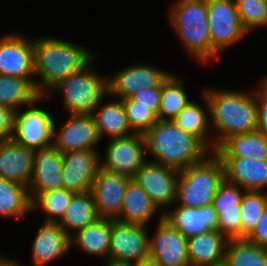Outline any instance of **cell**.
Returning <instances> with one entry per match:
<instances>
[{"mask_svg": "<svg viewBox=\"0 0 267 266\" xmlns=\"http://www.w3.org/2000/svg\"><path fill=\"white\" fill-rule=\"evenodd\" d=\"M131 179L125 175L110 173L102 168L98 170L90 192L99 218L118 219L124 193Z\"/></svg>", "mask_w": 267, "mask_h": 266, "instance_id": "cell-16", "label": "cell"}, {"mask_svg": "<svg viewBox=\"0 0 267 266\" xmlns=\"http://www.w3.org/2000/svg\"><path fill=\"white\" fill-rule=\"evenodd\" d=\"M259 82L256 88L257 130L267 137V76Z\"/></svg>", "mask_w": 267, "mask_h": 266, "instance_id": "cell-40", "label": "cell"}, {"mask_svg": "<svg viewBox=\"0 0 267 266\" xmlns=\"http://www.w3.org/2000/svg\"><path fill=\"white\" fill-rule=\"evenodd\" d=\"M227 242L218 230L187 238L190 266H223Z\"/></svg>", "mask_w": 267, "mask_h": 266, "instance_id": "cell-23", "label": "cell"}, {"mask_svg": "<svg viewBox=\"0 0 267 266\" xmlns=\"http://www.w3.org/2000/svg\"><path fill=\"white\" fill-rule=\"evenodd\" d=\"M207 112L202 106L195 103V101H191L172 121L184 131L197 136L214 152V138L208 131L210 129V117H208Z\"/></svg>", "mask_w": 267, "mask_h": 266, "instance_id": "cell-32", "label": "cell"}, {"mask_svg": "<svg viewBox=\"0 0 267 266\" xmlns=\"http://www.w3.org/2000/svg\"><path fill=\"white\" fill-rule=\"evenodd\" d=\"M35 150L8 140L0 142V178L24 186L31 181Z\"/></svg>", "mask_w": 267, "mask_h": 266, "instance_id": "cell-22", "label": "cell"}, {"mask_svg": "<svg viewBox=\"0 0 267 266\" xmlns=\"http://www.w3.org/2000/svg\"><path fill=\"white\" fill-rule=\"evenodd\" d=\"M103 264H105L106 266H134V264H131V263H118V262H109V261Z\"/></svg>", "mask_w": 267, "mask_h": 266, "instance_id": "cell-46", "label": "cell"}, {"mask_svg": "<svg viewBox=\"0 0 267 266\" xmlns=\"http://www.w3.org/2000/svg\"><path fill=\"white\" fill-rule=\"evenodd\" d=\"M0 38V74L35 78L33 36L7 33Z\"/></svg>", "mask_w": 267, "mask_h": 266, "instance_id": "cell-14", "label": "cell"}, {"mask_svg": "<svg viewBox=\"0 0 267 266\" xmlns=\"http://www.w3.org/2000/svg\"><path fill=\"white\" fill-rule=\"evenodd\" d=\"M99 219L92 193H75L58 224L71 237Z\"/></svg>", "mask_w": 267, "mask_h": 266, "instance_id": "cell-29", "label": "cell"}, {"mask_svg": "<svg viewBox=\"0 0 267 266\" xmlns=\"http://www.w3.org/2000/svg\"><path fill=\"white\" fill-rule=\"evenodd\" d=\"M178 176V170L148 160L132 179L148 193L163 213L164 209L176 204Z\"/></svg>", "mask_w": 267, "mask_h": 266, "instance_id": "cell-13", "label": "cell"}, {"mask_svg": "<svg viewBox=\"0 0 267 266\" xmlns=\"http://www.w3.org/2000/svg\"><path fill=\"white\" fill-rule=\"evenodd\" d=\"M99 150L69 151L62 154V186L73 193L91 190L101 168Z\"/></svg>", "mask_w": 267, "mask_h": 266, "instance_id": "cell-15", "label": "cell"}, {"mask_svg": "<svg viewBox=\"0 0 267 266\" xmlns=\"http://www.w3.org/2000/svg\"><path fill=\"white\" fill-rule=\"evenodd\" d=\"M145 225L111 220L109 262L134 264L149 255V232Z\"/></svg>", "mask_w": 267, "mask_h": 266, "instance_id": "cell-10", "label": "cell"}, {"mask_svg": "<svg viewBox=\"0 0 267 266\" xmlns=\"http://www.w3.org/2000/svg\"><path fill=\"white\" fill-rule=\"evenodd\" d=\"M122 103L134 133L145 135L158 122V116L148 106L139 105L132 98H125Z\"/></svg>", "mask_w": 267, "mask_h": 266, "instance_id": "cell-37", "label": "cell"}, {"mask_svg": "<svg viewBox=\"0 0 267 266\" xmlns=\"http://www.w3.org/2000/svg\"><path fill=\"white\" fill-rule=\"evenodd\" d=\"M217 213V226L218 231L227 240L240 239V219L241 210L240 206L237 209L229 210H215Z\"/></svg>", "mask_w": 267, "mask_h": 266, "instance_id": "cell-39", "label": "cell"}, {"mask_svg": "<svg viewBox=\"0 0 267 266\" xmlns=\"http://www.w3.org/2000/svg\"><path fill=\"white\" fill-rule=\"evenodd\" d=\"M168 12L169 22L189 57L203 64L219 59L211 47L207 0H175Z\"/></svg>", "mask_w": 267, "mask_h": 266, "instance_id": "cell-4", "label": "cell"}, {"mask_svg": "<svg viewBox=\"0 0 267 266\" xmlns=\"http://www.w3.org/2000/svg\"><path fill=\"white\" fill-rule=\"evenodd\" d=\"M223 266H267V249L246 239L228 240Z\"/></svg>", "mask_w": 267, "mask_h": 266, "instance_id": "cell-33", "label": "cell"}, {"mask_svg": "<svg viewBox=\"0 0 267 266\" xmlns=\"http://www.w3.org/2000/svg\"><path fill=\"white\" fill-rule=\"evenodd\" d=\"M109 140L104 152L105 157L100 158L101 168L110 173L133 178L148 161L144 135L134 133Z\"/></svg>", "mask_w": 267, "mask_h": 266, "instance_id": "cell-8", "label": "cell"}, {"mask_svg": "<svg viewBox=\"0 0 267 266\" xmlns=\"http://www.w3.org/2000/svg\"><path fill=\"white\" fill-rule=\"evenodd\" d=\"M202 93L210 126L216 132L214 150L229 137L257 131L256 89L248 92L206 87Z\"/></svg>", "mask_w": 267, "mask_h": 266, "instance_id": "cell-1", "label": "cell"}, {"mask_svg": "<svg viewBox=\"0 0 267 266\" xmlns=\"http://www.w3.org/2000/svg\"><path fill=\"white\" fill-rule=\"evenodd\" d=\"M224 167V179L245 191L267 189V159L219 157ZM267 192V190H266Z\"/></svg>", "mask_w": 267, "mask_h": 266, "instance_id": "cell-21", "label": "cell"}, {"mask_svg": "<svg viewBox=\"0 0 267 266\" xmlns=\"http://www.w3.org/2000/svg\"><path fill=\"white\" fill-rule=\"evenodd\" d=\"M134 266H163L156 258L148 255L138 262L134 263Z\"/></svg>", "mask_w": 267, "mask_h": 266, "instance_id": "cell-44", "label": "cell"}, {"mask_svg": "<svg viewBox=\"0 0 267 266\" xmlns=\"http://www.w3.org/2000/svg\"><path fill=\"white\" fill-rule=\"evenodd\" d=\"M68 119L57 130L53 128L52 145L61 153L98 150L101 139L92 114H68Z\"/></svg>", "mask_w": 267, "mask_h": 266, "instance_id": "cell-11", "label": "cell"}, {"mask_svg": "<svg viewBox=\"0 0 267 266\" xmlns=\"http://www.w3.org/2000/svg\"><path fill=\"white\" fill-rule=\"evenodd\" d=\"M158 212L160 216H163V213L153 203L148 193L134 179H131L126 187L121 212L117 220L125 223L147 225L148 227L149 222Z\"/></svg>", "mask_w": 267, "mask_h": 266, "instance_id": "cell-24", "label": "cell"}, {"mask_svg": "<svg viewBox=\"0 0 267 266\" xmlns=\"http://www.w3.org/2000/svg\"><path fill=\"white\" fill-rule=\"evenodd\" d=\"M162 87H153L142 89L135 93L131 98L138 102L139 105L148 106L157 116L161 104Z\"/></svg>", "mask_w": 267, "mask_h": 266, "instance_id": "cell-41", "label": "cell"}, {"mask_svg": "<svg viewBox=\"0 0 267 266\" xmlns=\"http://www.w3.org/2000/svg\"><path fill=\"white\" fill-rule=\"evenodd\" d=\"M74 194L64 188L41 192L32 200V212L41 209L46 213L43 222L58 223Z\"/></svg>", "mask_w": 267, "mask_h": 266, "instance_id": "cell-34", "label": "cell"}, {"mask_svg": "<svg viewBox=\"0 0 267 266\" xmlns=\"http://www.w3.org/2000/svg\"><path fill=\"white\" fill-rule=\"evenodd\" d=\"M266 206V191L244 192L240 203V239H247L252 234Z\"/></svg>", "mask_w": 267, "mask_h": 266, "instance_id": "cell-35", "label": "cell"}, {"mask_svg": "<svg viewBox=\"0 0 267 266\" xmlns=\"http://www.w3.org/2000/svg\"><path fill=\"white\" fill-rule=\"evenodd\" d=\"M158 218L156 231L153 237L149 236V255L163 266H190L187 238L173 229L163 216Z\"/></svg>", "mask_w": 267, "mask_h": 266, "instance_id": "cell-17", "label": "cell"}, {"mask_svg": "<svg viewBox=\"0 0 267 266\" xmlns=\"http://www.w3.org/2000/svg\"><path fill=\"white\" fill-rule=\"evenodd\" d=\"M28 188L32 200L41 192L63 188L62 154L53 145L35 151Z\"/></svg>", "mask_w": 267, "mask_h": 266, "instance_id": "cell-20", "label": "cell"}, {"mask_svg": "<svg viewBox=\"0 0 267 266\" xmlns=\"http://www.w3.org/2000/svg\"><path fill=\"white\" fill-rule=\"evenodd\" d=\"M211 47L220 56L249 34L241 25L235 0H207Z\"/></svg>", "mask_w": 267, "mask_h": 266, "instance_id": "cell-7", "label": "cell"}, {"mask_svg": "<svg viewBox=\"0 0 267 266\" xmlns=\"http://www.w3.org/2000/svg\"><path fill=\"white\" fill-rule=\"evenodd\" d=\"M31 249V266H48L72 249L71 237L58 223L43 222Z\"/></svg>", "mask_w": 267, "mask_h": 266, "instance_id": "cell-19", "label": "cell"}, {"mask_svg": "<svg viewBox=\"0 0 267 266\" xmlns=\"http://www.w3.org/2000/svg\"><path fill=\"white\" fill-rule=\"evenodd\" d=\"M223 180V163L212 152L201 162L179 171L177 205L196 208L212 205L217 188Z\"/></svg>", "mask_w": 267, "mask_h": 266, "instance_id": "cell-6", "label": "cell"}, {"mask_svg": "<svg viewBox=\"0 0 267 266\" xmlns=\"http://www.w3.org/2000/svg\"><path fill=\"white\" fill-rule=\"evenodd\" d=\"M214 152L218 157L267 159V137L257 131L227 138Z\"/></svg>", "mask_w": 267, "mask_h": 266, "instance_id": "cell-27", "label": "cell"}, {"mask_svg": "<svg viewBox=\"0 0 267 266\" xmlns=\"http://www.w3.org/2000/svg\"><path fill=\"white\" fill-rule=\"evenodd\" d=\"M110 237L111 220L99 218L71 236V247L78 248L87 255L101 258L106 263L110 250Z\"/></svg>", "mask_w": 267, "mask_h": 266, "instance_id": "cell-26", "label": "cell"}, {"mask_svg": "<svg viewBox=\"0 0 267 266\" xmlns=\"http://www.w3.org/2000/svg\"><path fill=\"white\" fill-rule=\"evenodd\" d=\"M35 86L41 96L68 76L82 70L96 56L83 45L49 36L33 37ZM40 77V78H39Z\"/></svg>", "mask_w": 267, "mask_h": 266, "instance_id": "cell-2", "label": "cell"}, {"mask_svg": "<svg viewBox=\"0 0 267 266\" xmlns=\"http://www.w3.org/2000/svg\"><path fill=\"white\" fill-rule=\"evenodd\" d=\"M16 114L14 109L0 105V142L12 140Z\"/></svg>", "mask_w": 267, "mask_h": 266, "instance_id": "cell-42", "label": "cell"}, {"mask_svg": "<svg viewBox=\"0 0 267 266\" xmlns=\"http://www.w3.org/2000/svg\"><path fill=\"white\" fill-rule=\"evenodd\" d=\"M47 100L41 96L24 111L16 114L12 140L19 145L36 150L46 148L53 143L54 118L48 110L37 107Z\"/></svg>", "mask_w": 267, "mask_h": 266, "instance_id": "cell-9", "label": "cell"}, {"mask_svg": "<svg viewBox=\"0 0 267 266\" xmlns=\"http://www.w3.org/2000/svg\"><path fill=\"white\" fill-rule=\"evenodd\" d=\"M184 84V80L173 73H170L162 82L158 120L172 121L191 102L185 91Z\"/></svg>", "mask_w": 267, "mask_h": 266, "instance_id": "cell-31", "label": "cell"}, {"mask_svg": "<svg viewBox=\"0 0 267 266\" xmlns=\"http://www.w3.org/2000/svg\"><path fill=\"white\" fill-rule=\"evenodd\" d=\"M239 19L250 34L257 28H267V2L265 0H235Z\"/></svg>", "mask_w": 267, "mask_h": 266, "instance_id": "cell-36", "label": "cell"}, {"mask_svg": "<svg viewBox=\"0 0 267 266\" xmlns=\"http://www.w3.org/2000/svg\"><path fill=\"white\" fill-rule=\"evenodd\" d=\"M113 99L104 103L100 101L92 113L101 141L104 136L113 139L134 134L122 100Z\"/></svg>", "mask_w": 267, "mask_h": 266, "instance_id": "cell-25", "label": "cell"}, {"mask_svg": "<svg viewBox=\"0 0 267 266\" xmlns=\"http://www.w3.org/2000/svg\"><path fill=\"white\" fill-rule=\"evenodd\" d=\"M173 204L163 211V219L186 238L217 230V213L212 205L196 208Z\"/></svg>", "mask_w": 267, "mask_h": 266, "instance_id": "cell-18", "label": "cell"}, {"mask_svg": "<svg viewBox=\"0 0 267 266\" xmlns=\"http://www.w3.org/2000/svg\"><path fill=\"white\" fill-rule=\"evenodd\" d=\"M0 255V266H22L18 259Z\"/></svg>", "mask_w": 267, "mask_h": 266, "instance_id": "cell-45", "label": "cell"}, {"mask_svg": "<svg viewBox=\"0 0 267 266\" xmlns=\"http://www.w3.org/2000/svg\"><path fill=\"white\" fill-rule=\"evenodd\" d=\"M258 247L267 249V206L252 234L246 239Z\"/></svg>", "mask_w": 267, "mask_h": 266, "instance_id": "cell-43", "label": "cell"}, {"mask_svg": "<svg viewBox=\"0 0 267 266\" xmlns=\"http://www.w3.org/2000/svg\"><path fill=\"white\" fill-rule=\"evenodd\" d=\"M35 78H18L0 74V105L21 110L38 100L41 95L35 86Z\"/></svg>", "mask_w": 267, "mask_h": 266, "instance_id": "cell-28", "label": "cell"}, {"mask_svg": "<svg viewBox=\"0 0 267 266\" xmlns=\"http://www.w3.org/2000/svg\"><path fill=\"white\" fill-rule=\"evenodd\" d=\"M32 213L29 188L17 182L0 178V217L24 218Z\"/></svg>", "mask_w": 267, "mask_h": 266, "instance_id": "cell-30", "label": "cell"}, {"mask_svg": "<svg viewBox=\"0 0 267 266\" xmlns=\"http://www.w3.org/2000/svg\"><path fill=\"white\" fill-rule=\"evenodd\" d=\"M245 190L237 184L230 183L225 179L219 184L213 199L214 210L237 209Z\"/></svg>", "mask_w": 267, "mask_h": 266, "instance_id": "cell-38", "label": "cell"}, {"mask_svg": "<svg viewBox=\"0 0 267 266\" xmlns=\"http://www.w3.org/2000/svg\"><path fill=\"white\" fill-rule=\"evenodd\" d=\"M152 162L178 171L204 160L212 151L195 135L173 121H161L144 135Z\"/></svg>", "mask_w": 267, "mask_h": 266, "instance_id": "cell-3", "label": "cell"}, {"mask_svg": "<svg viewBox=\"0 0 267 266\" xmlns=\"http://www.w3.org/2000/svg\"><path fill=\"white\" fill-rule=\"evenodd\" d=\"M170 73L145 62L121 68L114 75H108V97L123 100L142 89L162 87V82Z\"/></svg>", "mask_w": 267, "mask_h": 266, "instance_id": "cell-12", "label": "cell"}, {"mask_svg": "<svg viewBox=\"0 0 267 266\" xmlns=\"http://www.w3.org/2000/svg\"><path fill=\"white\" fill-rule=\"evenodd\" d=\"M53 87L45 96L62 94L63 109L68 114H92L100 101L108 96V76L94 69L93 61Z\"/></svg>", "mask_w": 267, "mask_h": 266, "instance_id": "cell-5", "label": "cell"}]
</instances>
